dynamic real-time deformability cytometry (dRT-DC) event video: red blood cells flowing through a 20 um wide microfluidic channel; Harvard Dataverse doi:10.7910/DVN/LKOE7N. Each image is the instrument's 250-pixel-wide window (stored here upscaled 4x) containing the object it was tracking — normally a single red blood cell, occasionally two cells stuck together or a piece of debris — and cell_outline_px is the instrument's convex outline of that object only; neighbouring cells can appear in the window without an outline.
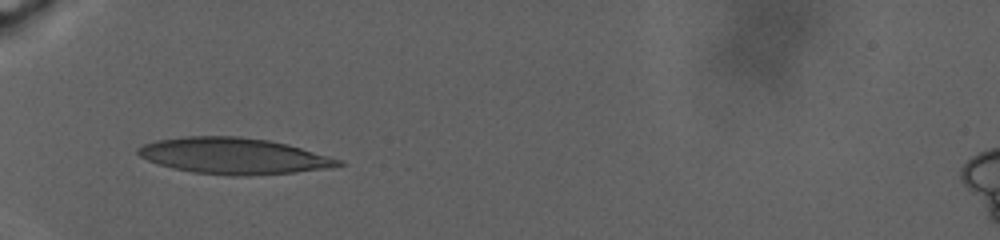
{"species": "human", "species_latin": "Homo sapiens", "temperature_condition": "warm", "stored_images_in_passage": 2, "camera_frame_rate_fps": 3000, "um_per_image_px": 0.085, "donor": {"sex": "male"}, "frame": {"image": 1, "passage_image": 1, "time_ms": 0.0, "image_size_px": [1000, 240], "cell_outline_px": [[348, 164], [332, 168], [296, 172], [248, 176], [232, 176], [192, 172], [172, 168], [148, 160], [140, 156], [136, 152], [136, 148], [144, 144], [156, 140], [188, 136], [240, 136], [268, 140], [288, 144], [332, 156], [344, 160]], "centroid_in_image_um": [19.94, 13.26], "position_along_channel_um": 65.1, "area_um2": 42.71}}